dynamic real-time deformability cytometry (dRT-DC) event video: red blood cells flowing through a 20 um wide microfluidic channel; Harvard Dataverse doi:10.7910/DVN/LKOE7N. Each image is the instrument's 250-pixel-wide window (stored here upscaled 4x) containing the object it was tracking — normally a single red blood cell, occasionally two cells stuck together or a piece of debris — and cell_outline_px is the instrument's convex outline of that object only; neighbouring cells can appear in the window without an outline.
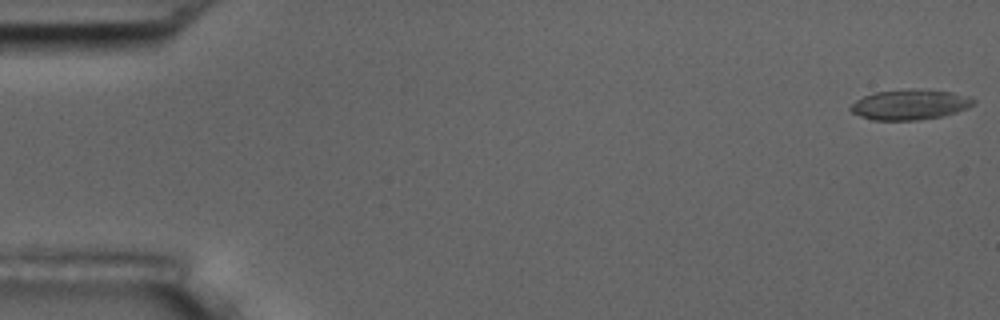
{"species": "common noctule bat (a hibernating species)", "species_latin": "Nyctalus noctula", "temperature_condition": "room temperature", "stored_images_in_passage": 7, "camera_frame_rate_fps": 3000, "um_per_image_px": 0.085, "animal": {"sex": "male", "body_mass_g": 17.5, "forearm_length_mm": 52.3}, "frame": {"image": 1, "passage_image": 1, "time_ms": 0.0, "image_size_px": [1000, 320], "cell_outline_px": [[976, 104], [968, 108], [944, 116], [920, 120], [872, 120], [860, 116], [852, 112], [848, 108], [856, 100], [872, 92], [908, 88], [912, 88], [952, 92], [968, 96], [976, 100]], "centroid_in_image_um": [77.35, 8.88], "position_along_channel_um": 7.6, "area_um2": 22.02}}
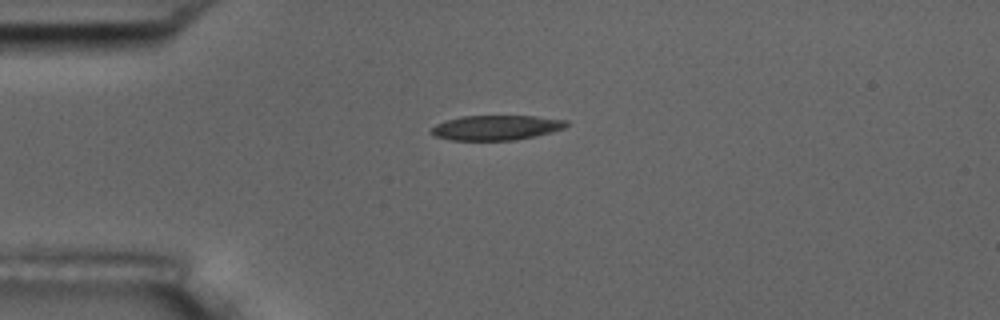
{"frame": {"image": 2, "passage_image": 4, "time_ms": 1.0, "image_size_px": [1000, 320], "cell_outline_px": [[568, 124], [564, 128], [552, 132], [516, 140], [452, 140], [436, 136], [428, 132], [436, 124], [460, 116], [536, 116], [568, 120]], "centroid_in_image_um": [42.19, 10.85], "position_along_channel_um": 42.8, "area_um2": 19.54}}